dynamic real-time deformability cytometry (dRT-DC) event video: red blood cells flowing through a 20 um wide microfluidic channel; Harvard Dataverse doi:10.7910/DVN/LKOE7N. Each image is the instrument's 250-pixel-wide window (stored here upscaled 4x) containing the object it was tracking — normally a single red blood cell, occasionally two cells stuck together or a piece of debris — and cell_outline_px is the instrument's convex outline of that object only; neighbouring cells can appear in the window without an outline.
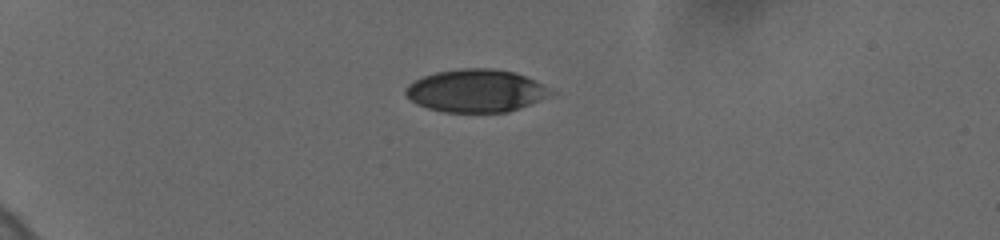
{"species": "human", "species_latin": "Homo sapiens", "temperature_condition": "cold", "stored_images_in_passage": 24, "camera_frame_rate_fps": 3000, "um_per_image_px": 0.085, "donor": {"sex": "female"}, "frame": {"image": 1, "passage_image": 1, "time_ms": 0.0, "image_size_px": [1000, 240], "cell_outline_px": [[556, 92], [520, 108], [508, 112], [444, 112], [428, 108], [416, 104], [404, 92], [404, 88], [408, 84], [424, 76], [436, 72], [460, 68], [496, 68], [516, 72], [536, 80]], "centroid_in_image_um": [40.46, 7.7], "position_along_channel_um": 44.5, "area_um2": 36.24}}
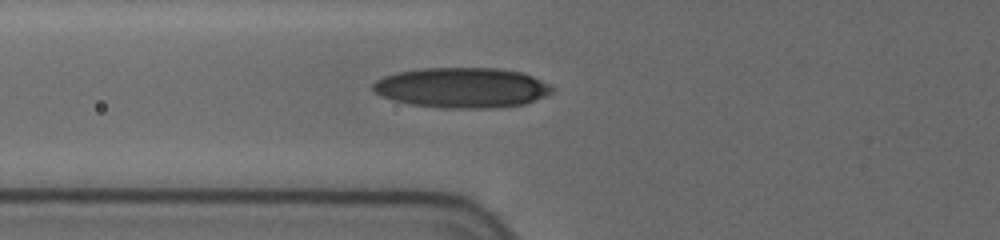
{"frame": {"image": 2, "passage_image": 21, "time_ms": 2.667, "image_size_px": [1000, 240], "cell_outline_px": [[552, 92], [536, 100], [524, 104], [500, 108], [440, 108], [412, 104], [392, 100], [380, 96], [372, 88], [372, 84], [376, 80], [384, 76], [396, 72], [424, 68], [500, 68], [520, 72], [532, 76], [548, 84], [552, 88]], "centroid_in_image_um": [39.24, 7.46], "position_along_channel_um": 86.6, "area_um2": 42.08}}